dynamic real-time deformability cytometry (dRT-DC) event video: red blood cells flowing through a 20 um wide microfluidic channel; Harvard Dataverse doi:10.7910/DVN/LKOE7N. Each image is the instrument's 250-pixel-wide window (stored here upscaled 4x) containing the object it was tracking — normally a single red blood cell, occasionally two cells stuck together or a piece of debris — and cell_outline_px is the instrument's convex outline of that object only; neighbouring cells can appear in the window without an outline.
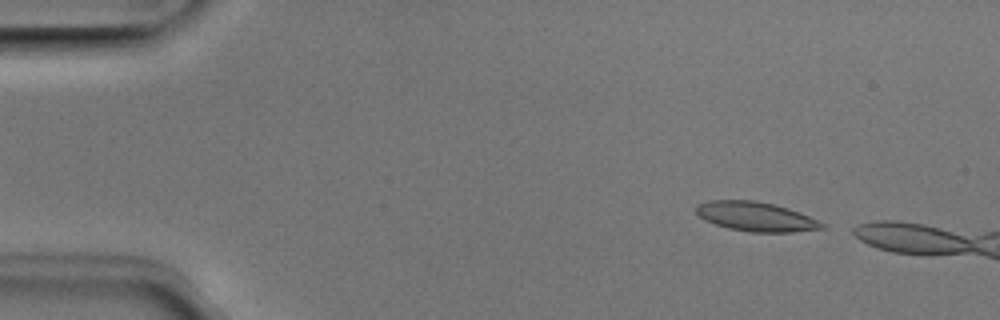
{"species": "Egyptian fruit bat (a non-hibernating species)", "species_latin": "Rousettus aegyptiacus", "temperature_condition": "room temperature", "stored_images_in_passage": 3, "camera_frame_rate_fps": 3000, "um_per_image_px": 0.085, "animal": {"sex": "male"}, "frame": {"image": 1, "passage_image": 1, "time_ms": 0.0, "image_size_px": [1000, 320], "cell_outline_px": [[828, 228], [792, 232], [752, 232], [728, 228], [704, 220], [696, 212], [696, 204], [708, 200], [752, 200], [772, 204], [788, 208], [800, 212], [828, 224]], "centroid_in_image_um": [64.29, 18.41], "position_along_channel_um": 20.7, "area_um2": 21.68}}